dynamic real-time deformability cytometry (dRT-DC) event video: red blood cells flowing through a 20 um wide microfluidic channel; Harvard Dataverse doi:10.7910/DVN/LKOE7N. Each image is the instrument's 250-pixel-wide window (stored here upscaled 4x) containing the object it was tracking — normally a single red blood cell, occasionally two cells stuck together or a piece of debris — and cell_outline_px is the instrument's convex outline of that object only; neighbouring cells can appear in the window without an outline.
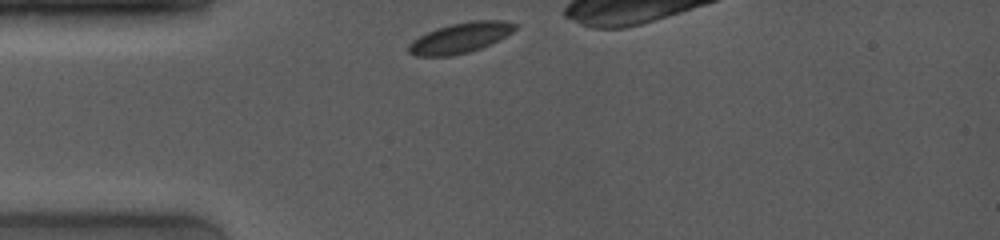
{"species": "common noctule bat (a hibernating species)", "species_latin": "Nyctalus noctula", "temperature_condition": "room temperature", "stored_images_in_passage": 34, "camera_frame_rate_fps": 4000, "um_per_image_px": 0.085, "animal": {"sex": "female", "body_mass_g": 19.0, "forearm_length_mm": 53.3}, "frame": {"image": 1, "passage_image": 1, "time_ms": 0.0, "image_size_px": [1000, 240], "cell_outline_px": [[520, 24], [512, 32], [500, 40], [480, 48], [468, 52], [448, 56], [412, 56], [408, 52], [408, 44], [412, 40], [428, 32], [452, 24], [472, 20], [504, 20]], "centroid_in_image_um": [39.15, 3.21], "position_along_channel_um": 45.8, "area_um2": 18.79}}
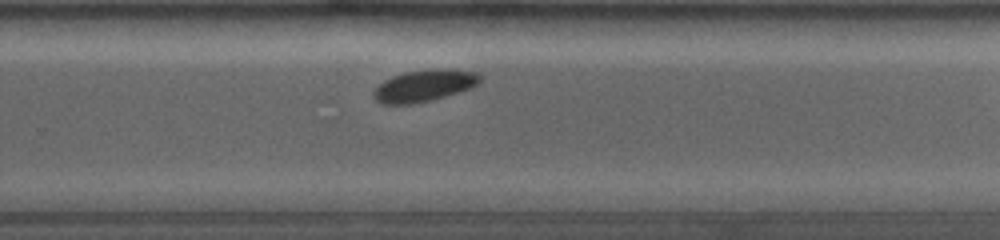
{"frame": {"image": 2, "passage_image": 20, "time_ms": 6.75, "image_size_px": [1000, 240], "cell_outline_px": [[480, 80], [476, 84], [468, 88], [444, 96], [412, 104], [380, 104], [372, 96], [372, 92], [384, 80], [392, 76], [404, 72], [432, 68], [448, 68], [476, 72], [480, 76]], "centroid_in_image_um": [36.0, 7.26], "position_along_channel_um": 293.8, "area_um2": 19.54}}
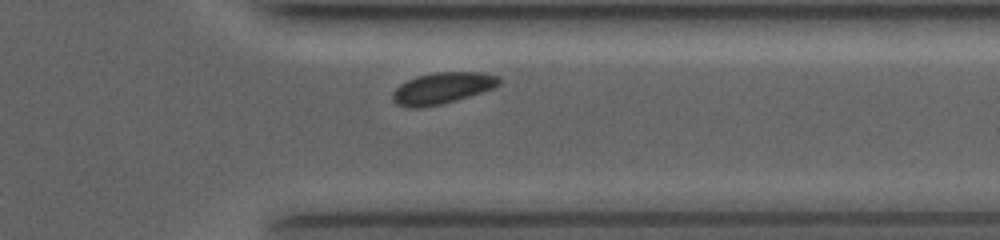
{"frame": {"image": 3, "passage_image": 31, "time_ms": 8.75, "image_size_px": [1000, 240], "cell_outline_px": [[500, 84], [492, 88], [456, 100], [440, 104], [420, 108], [412, 108], [396, 104], [392, 100], [392, 92], [400, 84], [416, 76], [436, 72], [484, 72], [500, 76]], "centroid_in_image_um": [37.58, 7.48], "position_along_channel_um": 373.8, "area_um2": 19.42}}